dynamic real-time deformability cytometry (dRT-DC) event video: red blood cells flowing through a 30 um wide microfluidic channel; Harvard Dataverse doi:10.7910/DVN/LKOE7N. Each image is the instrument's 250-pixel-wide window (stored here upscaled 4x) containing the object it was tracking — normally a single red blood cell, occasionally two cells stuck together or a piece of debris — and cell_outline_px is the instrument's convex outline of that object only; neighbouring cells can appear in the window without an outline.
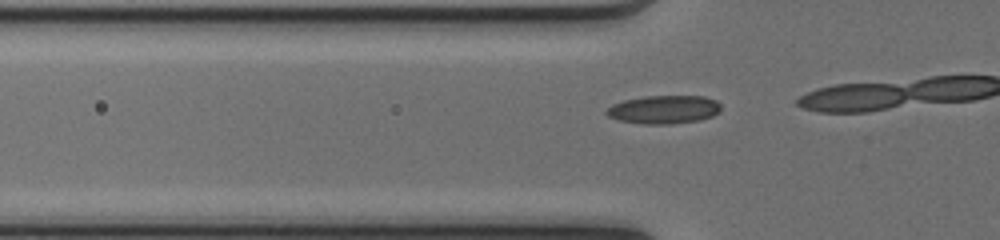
{"species": "common noctule bat (a hibernating species)", "species_latin": "Nyctalus noctula", "temperature_condition": "cold", "stored_images_in_passage": 18, "camera_frame_rate_fps": 3000, "um_per_image_px": 0.085, "animal": {"sex": "female", "body_mass_g": 17.0, "forearm_length_mm": 48.0}, "frame": {"image": 1, "passage_image": 15, "time_ms": 4.667, "image_size_px": [1000, 240], "cell_outline_px": [[720, 112], [712, 116], [700, 120], [668, 124], [640, 124], [620, 120], [608, 116], [604, 112], [612, 104], [624, 100], [644, 96], [704, 96], [716, 100], [720, 104]], "centroid_in_image_um": [56.43, 9.31], "position_along_channel_um": 69.4, "area_um2": 18.96}}